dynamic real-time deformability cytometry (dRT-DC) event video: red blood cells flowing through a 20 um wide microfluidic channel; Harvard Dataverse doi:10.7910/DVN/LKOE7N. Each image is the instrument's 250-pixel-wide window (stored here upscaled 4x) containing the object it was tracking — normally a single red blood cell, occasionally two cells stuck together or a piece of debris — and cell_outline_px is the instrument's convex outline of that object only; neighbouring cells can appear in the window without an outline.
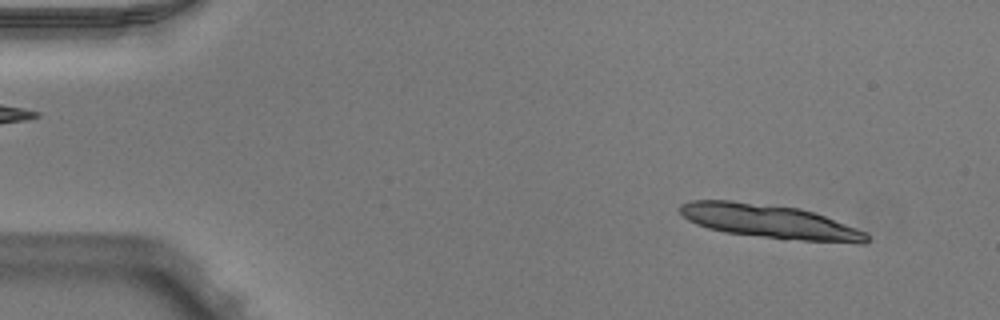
{"species": "Egyptian fruit bat (a non-hibernating species)", "species_latin": "Rousettus aegyptiacus", "temperature_condition": "warm", "stored_images_in_passage": 14, "camera_frame_rate_fps": 3000, "um_per_image_px": 0.085, "animal": {"sex": "male"}, "frame": {"image": 1, "passage_image": 4, "time_ms": 1.0, "image_size_px": [1000, 320], "cell_outline_px": [[868, 240], [864, 244], [860, 244], [804, 240], [724, 232], [708, 228], [696, 224], [688, 220], [676, 208], [680, 204], [692, 200], [732, 200], [800, 208], [824, 216], [868, 232]], "centroid_in_image_um": [65.41, 18.81], "position_along_channel_um": 19.6, "area_um2": 36.47}}